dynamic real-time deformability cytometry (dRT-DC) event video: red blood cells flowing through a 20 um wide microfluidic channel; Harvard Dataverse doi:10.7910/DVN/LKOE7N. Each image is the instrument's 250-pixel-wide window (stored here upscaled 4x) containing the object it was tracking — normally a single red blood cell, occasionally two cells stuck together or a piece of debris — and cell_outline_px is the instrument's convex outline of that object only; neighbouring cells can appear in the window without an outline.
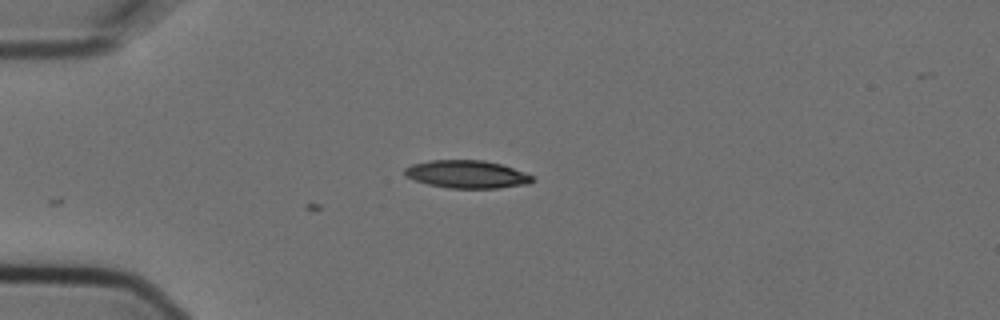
{"species": "Egyptian fruit bat (a non-hibernating species)", "species_latin": "Rousettus aegyptiacus", "temperature_condition": "cold", "stored_images_in_passage": 2, "camera_frame_rate_fps": 3000, "um_per_image_px": 0.085, "animal": {"sex": "female"}, "frame": {"image": 1, "passage_image": 2, "time_ms": 0.333, "image_size_px": [1000, 320], "cell_outline_px": [[536, 180], [528, 184], [496, 188], [448, 188], [428, 184], [404, 176], [404, 168], [412, 164], [432, 160], [484, 160], [500, 164], [536, 176]], "centroid_in_image_um": [39.71, 14.81], "position_along_channel_um": 45.3, "area_um2": 20.75}}